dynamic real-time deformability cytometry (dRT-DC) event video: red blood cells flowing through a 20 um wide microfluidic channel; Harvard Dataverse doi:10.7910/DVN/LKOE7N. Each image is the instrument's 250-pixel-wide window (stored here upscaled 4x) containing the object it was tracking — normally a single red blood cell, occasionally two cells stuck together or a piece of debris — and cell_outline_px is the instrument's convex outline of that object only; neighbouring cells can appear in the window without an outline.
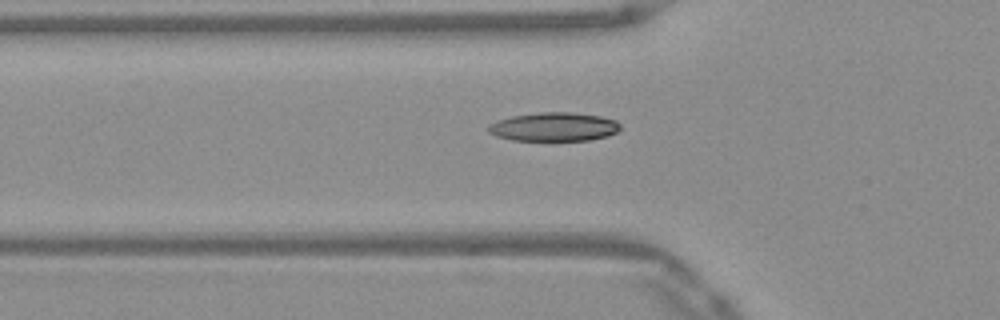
{"species": "Egyptian fruit bat (a non-hibernating species)", "species_latin": "Rousettus aegyptiacus", "temperature_condition": "warm", "stored_images_in_passage": 46, "camera_frame_rate_fps": 3000, "um_per_image_px": 0.085, "frame": {"image": 1, "passage_image": 16, "time_ms": 5.0, "image_size_px": [1000, 320], "cell_outline_px": [[620, 128], [616, 132], [608, 136], [588, 140], [512, 140], [496, 136], [488, 132], [488, 124], [496, 120], [512, 116], [540, 112], [572, 112], [600, 116], [616, 120], [620, 124]], "centroid_in_image_um": [47.07, 10.77], "position_along_channel_um": 78.7, "area_um2": 22.14}}
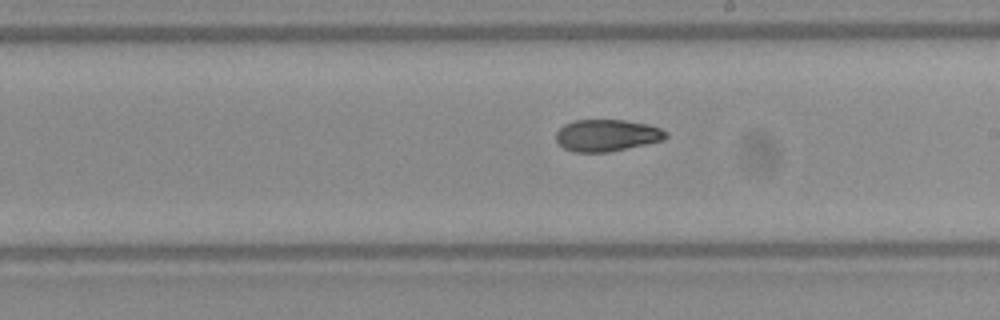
{"frame": {"image": 2, "passage_image": 28, "time_ms": 9.0, "image_size_px": [1000, 320], "cell_outline_px": [[668, 136], [664, 140], [608, 152], [572, 152], [564, 148], [556, 140], [556, 132], [564, 124], [572, 120], [624, 120], [648, 124], [660, 128], [668, 132]], "centroid_in_image_um": [51.58, 11.5], "position_along_channel_um": 237.4, "area_um2": 20.46}}
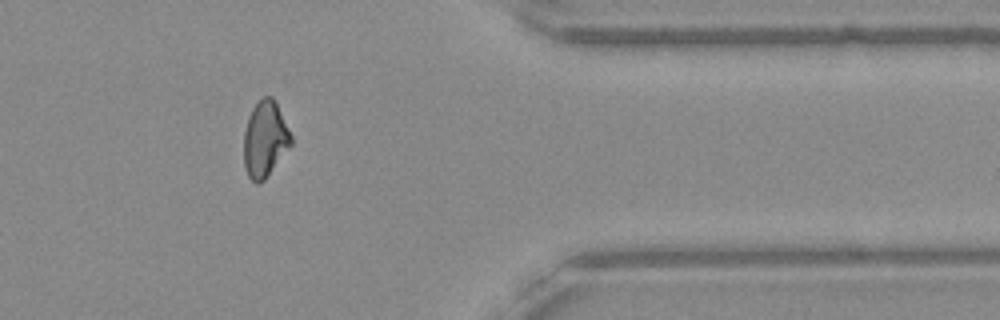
{"frame": {"image": 3, "passage_image": 41, "time_ms": 13.333, "image_size_px": [1000, 320], "cell_outline_px": [[292, 144], [264, 180], [260, 184], [256, 184], [248, 176], [244, 164], [244, 132], [248, 116], [252, 108], [264, 96], [272, 96], [276, 100], [292, 136]], "centroid_in_image_um": [22.53, 11.81], "position_along_channel_um": 388.9, "area_um2": 20.98}}